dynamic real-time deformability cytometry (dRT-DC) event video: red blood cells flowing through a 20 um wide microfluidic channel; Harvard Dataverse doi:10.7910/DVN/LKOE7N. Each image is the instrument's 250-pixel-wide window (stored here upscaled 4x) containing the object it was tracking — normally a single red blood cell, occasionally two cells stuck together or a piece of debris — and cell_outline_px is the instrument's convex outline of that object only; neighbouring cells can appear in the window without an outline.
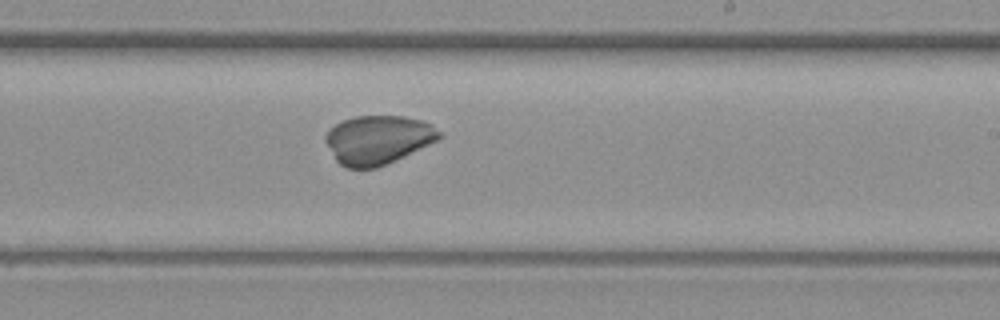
{"species": "common noctule bat (a hibernating species)", "species_latin": "Nyctalus noctula", "temperature_condition": "warm", "stored_images_in_passage": 50, "camera_frame_rate_fps": 3000, "um_per_image_px": 0.085, "animal": {"sex": "female", "body_mass_g": 19.3, "forearm_length_mm": 54.1}, "frame": {"image": 1, "passage_image": 25, "time_ms": 8.0, "image_size_px": [1000, 320], "cell_outline_px": [[444, 136], [428, 144], [376, 168], [348, 168], [340, 164], [336, 160], [324, 140], [324, 136], [336, 124], [344, 120], [356, 116], [404, 116], [424, 120], [432, 124]], "centroid_in_image_um": [32.12, 11.86], "position_along_channel_um": 256.9, "area_um2": 31.91}}
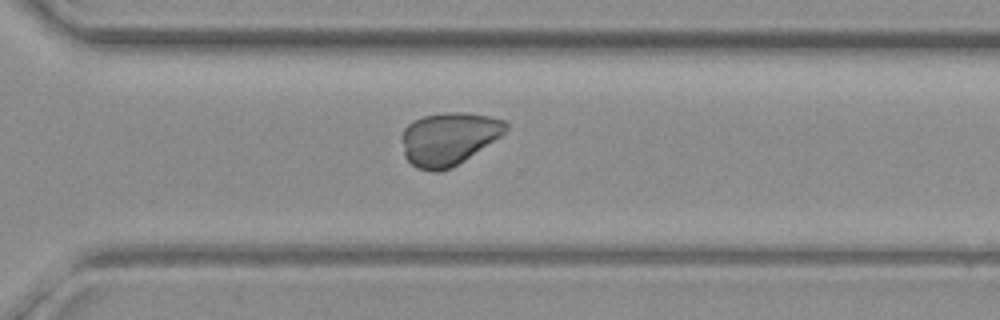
{"frame": {"image": 2, "passage_image": 32, "time_ms": 10.333, "image_size_px": [1000, 320], "cell_outline_px": [[508, 128], [500, 136], [452, 168], [440, 172], [432, 172], [416, 168], [404, 156], [400, 136], [404, 128], [412, 120], [424, 116], [444, 112], [468, 112], [492, 116], [504, 120], [508, 124]], "centroid_in_image_um": [38.1, 11.78], "position_along_channel_um": 332.5, "area_um2": 32.31}}
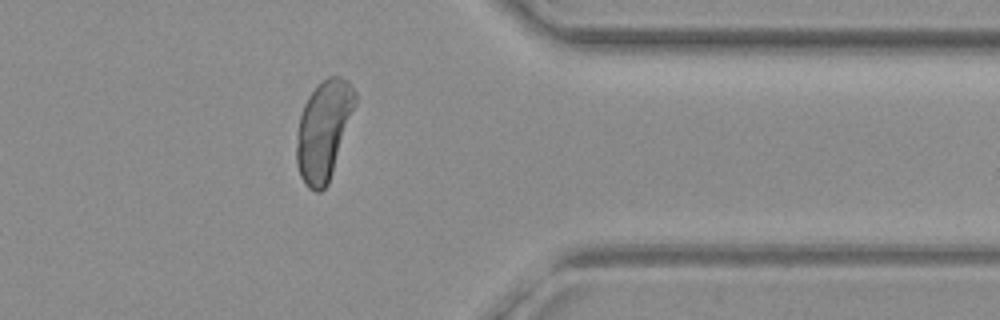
{"frame": {"image": 3, "passage_image": 38, "time_ms": 12.333, "image_size_px": [1000, 320], "cell_outline_px": [[356, 104], [328, 184], [320, 192], [316, 192], [308, 188], [304, 184], [300, 176], [296, 164], [296, 148], [300, 116], [304, 104], [308, 96], [328, 76], [340, 76], [348, 80], [356, 92]], "centroid_in_image_um": [27.51, 11.08], "position_along_channel_um": 383.9, "area_um2": 33.64}}